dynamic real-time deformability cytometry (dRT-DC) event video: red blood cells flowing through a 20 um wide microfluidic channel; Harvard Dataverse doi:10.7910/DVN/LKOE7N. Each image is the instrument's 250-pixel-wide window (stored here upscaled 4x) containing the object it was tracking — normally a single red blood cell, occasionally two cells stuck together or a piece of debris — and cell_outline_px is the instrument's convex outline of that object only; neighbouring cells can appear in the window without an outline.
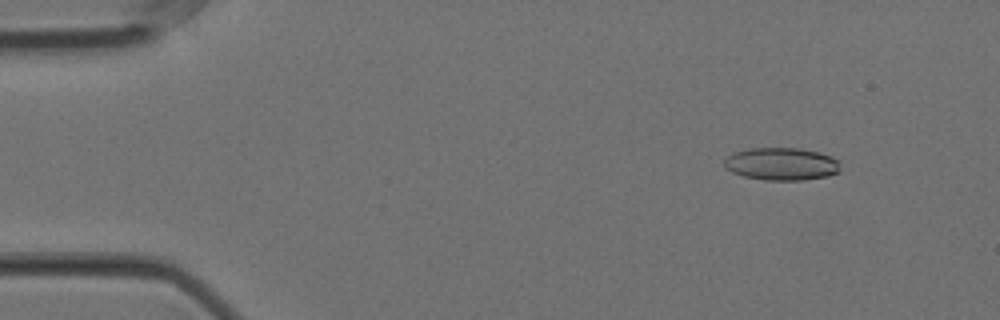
{"species": "Egyptian fruit bat (a non-hibernating species)", "species_latin": "Rousettus aegyptiacus", "temperature_condition": "cold", "stored_images_in_passage": 57, "camera_frame_rate_fps": 3000, "um_per_image_px": 0.085, "animal": {"sex": "female"}, "frame": {"image": 1, "passage_image": 6, "time_ms": 1.667, "image_size_px": [1000, 320], "cell_outline_px": [[840, 172], [828, 176], [804, 180], [764, 180], [744, 176], [732, 172], [724, 168], [724, 160], [728, 156], [736, 152], [748, 148], [800, 148], [820, 152], [832, 156], [836, 160], [840, 168]], "centroid_in_image_um": [66.43, 13.94], "position_along_channel_um": 18.6, "area_um2": 22.2}}
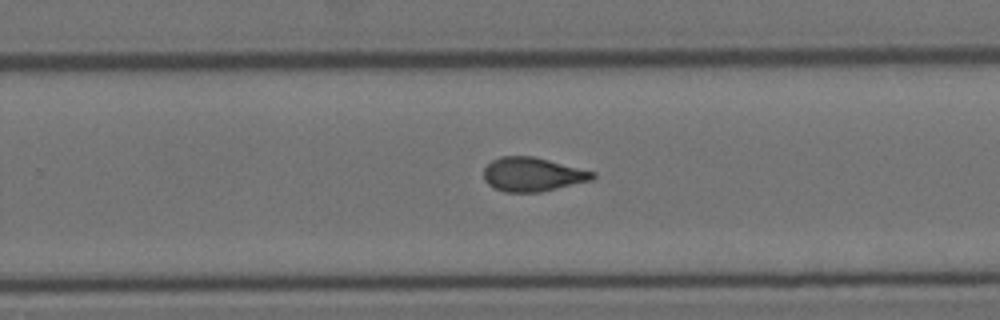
{"frame": {"image": 2, "passage_image": 36, "time_ms": 11.667, "image_size_px": [1000, 320], "cell_outline_px": [[596, 176], [592, 180], [540, 192], [504, 192], [492, 188], [484, 180], [484, 168], [492, 160], [500, 156], [532, 156], [596, 172]], "centroid_in_image_um": [45.24, 14.83], "position_along_channel_um": 284.6, "area_um2": 21.56}}
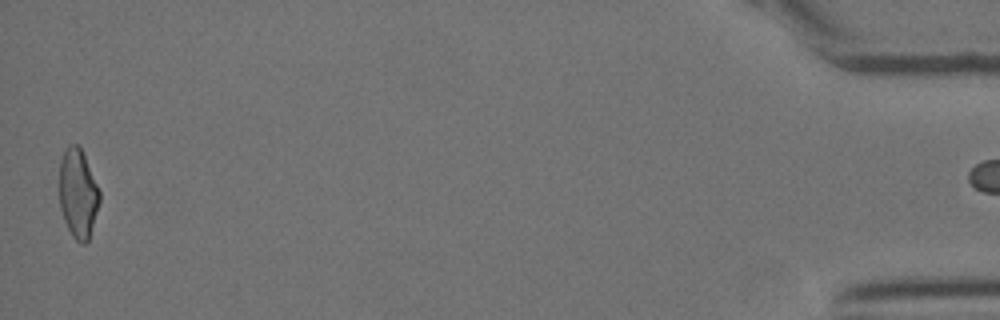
{"frame": {"image": 3, "passage_image": 56, "time_ms": 18.333, "image_size_px": [1000, 320], "cell_outline_px": [[100, 200], [88, 240], [84, 244], [80, 244], [72, 236], [64, 220], [60, 208], [60, 160], [64, 152], [72, 144], [76, 144], [80, 148], [84, 156], [100, 192]], "centroid_in_image_um": [6.62, 16.49], "position_along_channel_um": 428.6, "area_um2": 20.4}}